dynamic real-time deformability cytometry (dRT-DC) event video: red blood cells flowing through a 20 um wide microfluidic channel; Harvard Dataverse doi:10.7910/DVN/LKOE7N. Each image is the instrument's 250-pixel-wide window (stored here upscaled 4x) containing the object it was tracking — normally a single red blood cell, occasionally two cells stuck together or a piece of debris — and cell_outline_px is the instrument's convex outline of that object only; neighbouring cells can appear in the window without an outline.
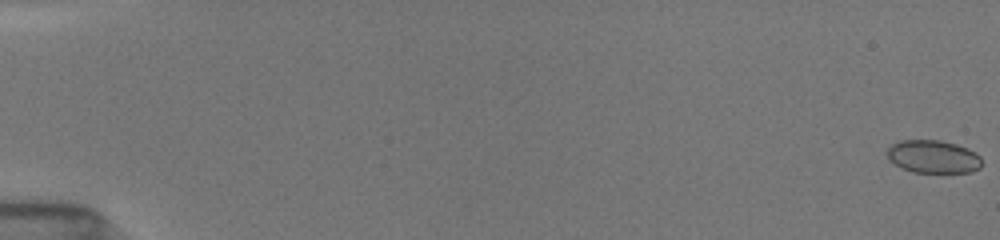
{"species": "common noctule bat (a hibernating species)", "species_latin": "Nyctalus noctula", "temperature_condition": "room temperature", "stored_images_in_passage": 54, "camera_frame_rate_fps": 3000, "um_per_image_px": 0.085, "animal": {"sex": "female", "body_mass_g": 19.5, "forearm_length_mm": 54.1}, "frame": {"image": 1, "passage_image": 1, "time_ms": 0.0, "image_size_px": [1000, 240], "cell_outline_px": [[980, 168], [972, 172], [912, 172], [888, 160], [888, 148], [892, 144], [900, 140], [940, 140], [956, 144], [968, 148], [976, 152], [980, 156]], "centroid_in_image_um": [79.33, 13.31], "position_along_channel_um": 5.7, "area_um2": 18.09}}
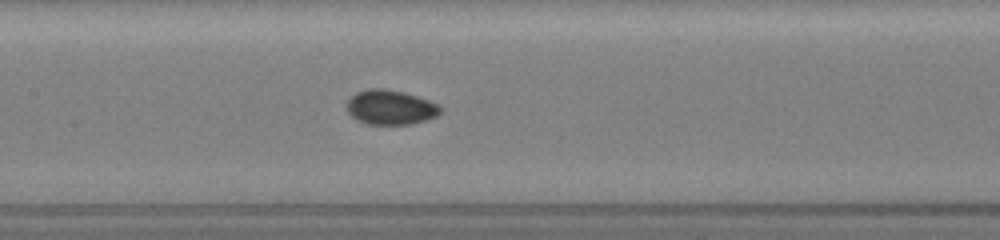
{"frame": {"image": 2, "passage_image": 28, "time_ms": 9.0, "image_size_px": [1000, 240], "cell_outline_px": [[444, 108], [436, 116], [428, 120], [412, 124], [368, 124], [356, 120], [348, 112], [348, 100], [356, 92], [368, 88], [384, 88], [404, 92], [440, 104]], "centroid_in_image_um": [33.23, 9.12], "position_along_channel_um": 174.2, "area_um2": 19.02}}
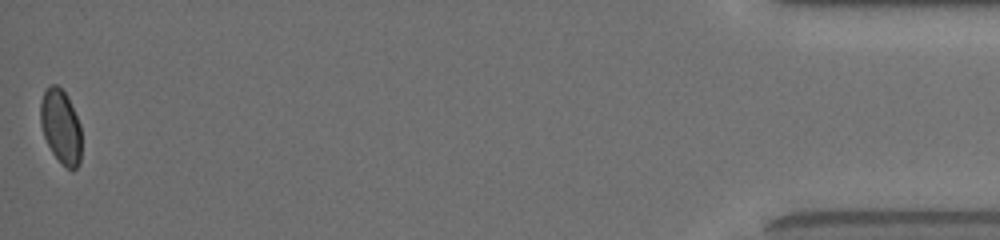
{"frame": {"image": 3, "passage_image": 54, "time_ms": 17.667, "image_size_px": [1000, 240], "cell_outline_px": [[80, 164], [72, 172], [52, 152], [44, 136], [40, 124], [40, 100], [48, 84], [56, 84], [68, 96], [80, 124]], "centroid_in_image_um": [5.16, 10.72], "position_along_channel_um": 430.0, "area_um2": 17.69}, "authors_computed_cell_mechanics": {"area_um2": 18.3804, "velocity_mm_per_s": 3.93, "shape_relaxation_time_tau1_ms": 5.5916, "shape_relaxation_time_tau2_ms": 1.0573, "deformation_change_tau1": 0.0818, "deformation_change_tau2": 0.0301}}